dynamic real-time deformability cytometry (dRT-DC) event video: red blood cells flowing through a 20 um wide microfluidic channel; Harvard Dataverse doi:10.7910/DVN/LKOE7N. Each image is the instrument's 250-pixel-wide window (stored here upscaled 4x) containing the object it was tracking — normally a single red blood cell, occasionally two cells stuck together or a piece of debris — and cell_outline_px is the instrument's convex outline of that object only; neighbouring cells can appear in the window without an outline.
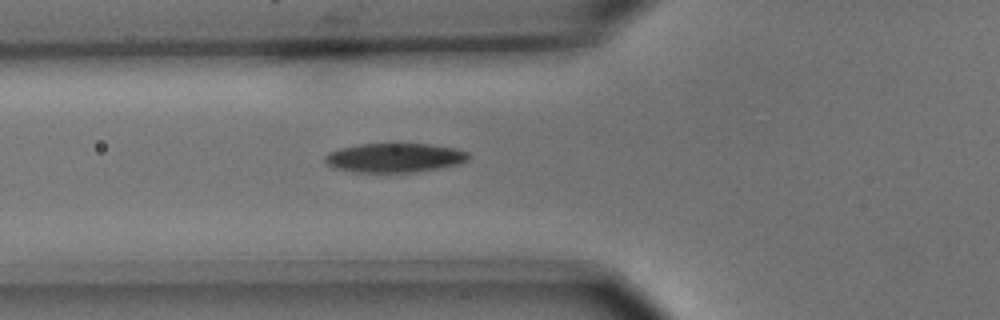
{"species": "common noctule bat (a hibernating species)", "species_latin": "Nyctalus noctula", "temperature_condition": "cold", "stored_images_in_passage": 2, "camera_frame_rate_fps": 3000, "um_per_image_px": 0.085, "animal": {"sex": "male", "body_mass_g": 15.6}, "frame": {"image": 1, "passage_image": 2, "time_ms": 0.333, "image_size_px": [1000, 320], "cell_outline_px": [[468, 160], [460, 164], [440, 168], [416, 172], [352, 172], [332, 168], [324, 160], [324, 156], [328, 152], [340, 148], [360, 144], [432, 144], [456, 148], [468, 152]], "centroid_in_image_um": [33.53, 13.41], "position_along_channel_um": 92.3, "area_um2": 24.62}}